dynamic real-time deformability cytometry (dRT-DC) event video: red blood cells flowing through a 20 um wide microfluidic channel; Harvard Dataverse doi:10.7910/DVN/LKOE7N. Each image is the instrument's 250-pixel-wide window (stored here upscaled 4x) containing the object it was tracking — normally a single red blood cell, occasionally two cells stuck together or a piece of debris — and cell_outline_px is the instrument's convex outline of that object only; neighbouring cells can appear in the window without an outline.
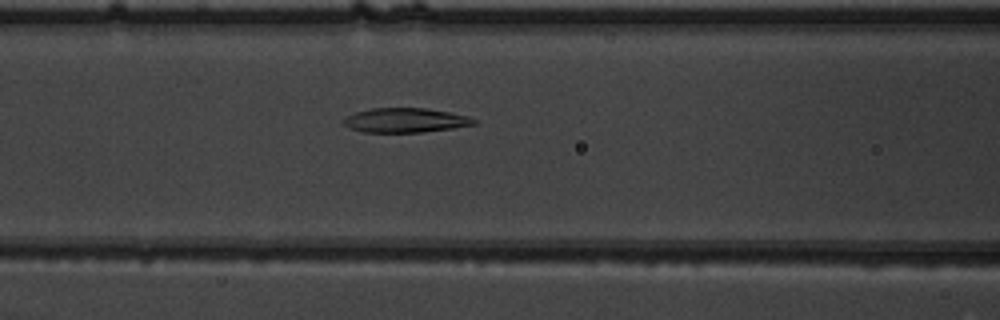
{"species": "common noctule bat (a hibernating species)", "species_latin": "Nyctalus noctula", "temperature_condition": "warm", "stored_images_in_passage": 53, "segment_of_instrument_passage": [1, 2], "camera_frame_rate_fps": 3000, "um_per_image_px": 0.085, "animal": {"sex": "male", "body_mass_g": 19.5, "forearm_length_mm": 54.6}, "frame": {"image": 1, "passage_image": 22, "time_ms": 7.0, "image_size_px": [1000, 320], "cell_outline_px": [[476, 124], [452, 128], [420, 132], [364, 132], [352, 128], [344, 124], [344, 120], [348, 116], [356, 112], [372, 108], [424, 108], [448, 112], [468, 116], [476, 120]], "centroid_in_image_um": [34.48, 10.22], "position_along_channel_um": 132.1, "area_um2": 18.21}}
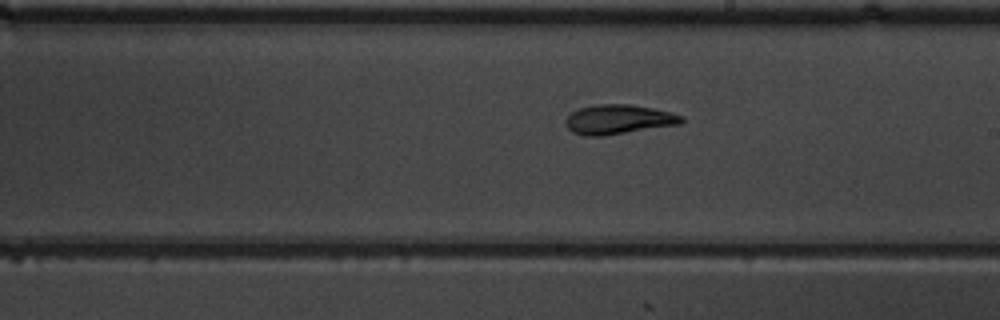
{"frame": {"image": 2, "passage_image": 30, "time_ms": 9.667, "image_size_px": [1000, 320], "cell_outline_px": [[684, 120], [680, 124], [600, 136], [584, 136], [572, 132], [568, 128], [568, 116], [572, 112], [580, 108], [596, 104], [628, 104], [652, 108], [684, 116]], "centroid_in_image_um": [52.58, 10.15], "position_along_channel_um": 236.4, "area_um2": 19.54}}
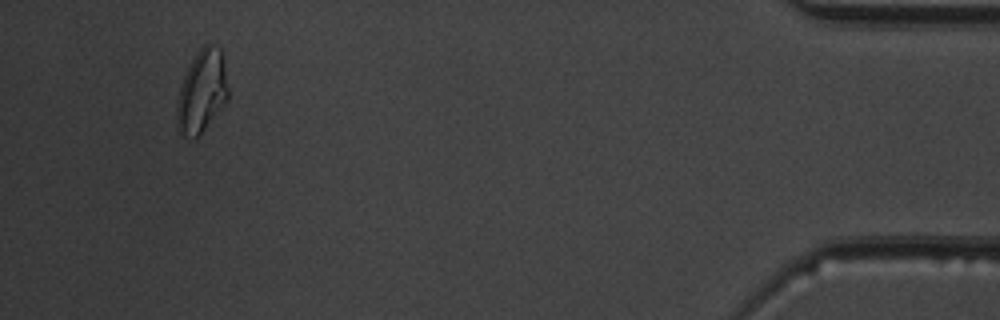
{"frame": {"image": 3, "passage_image": 49, "time_ms": 16.0, "image_size_px": [1000, 320], "cell_outline_px": [[228, 100], [204, 128], [196, 136], [184, 136], [180, 132], [176, 124], [176, 104], [180, 88], [184, 76], [192, 60], [200, 48], [208, 40], [220, 48], [224, 64], [228, 88]], "centroid_in_image_um": [17.16, 7.72], "position_along_channel_um": 418.0, "area_um2": 24.39}}